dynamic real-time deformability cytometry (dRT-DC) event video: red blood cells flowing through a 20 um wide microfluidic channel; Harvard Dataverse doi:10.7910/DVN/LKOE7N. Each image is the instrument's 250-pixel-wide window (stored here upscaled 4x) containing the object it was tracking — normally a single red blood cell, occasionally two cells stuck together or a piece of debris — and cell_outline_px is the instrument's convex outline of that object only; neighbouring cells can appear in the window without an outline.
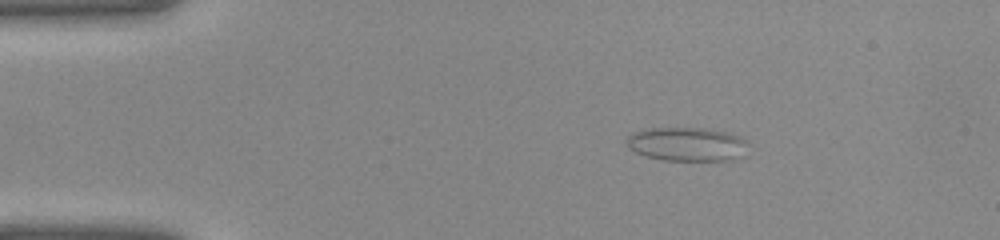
{"species": "common noctule bat (a hibernating species)", "species_latin": "Nyctalus noctula", "temperature_condition": "warm", "stored_images_in_passage": 35, "camera_frame_rate_fps": 3000, "um_per_image_px": 0.085, "animal": {"sex": "female", "body_mass_g": 22.0, "forearm_length_mm": 56.7}, "frame": {"image": 1, "passage_image": 1, "time_ms": 0.0, "image_size_px": [1000, 240], "cell_outline_px": [[748, 156], [732, 160], [664, 160], [648, 156], [636, 152], [628, 148], [624, 140], [628, 136], [636, 132], [648, 128], [704, 128], [728, 132], [740, 136], [748, 144]], "centroid_in_image_um": [58.46, 12.26], "position_along_channel_um": 26.5, "area_um2": 24.28}}
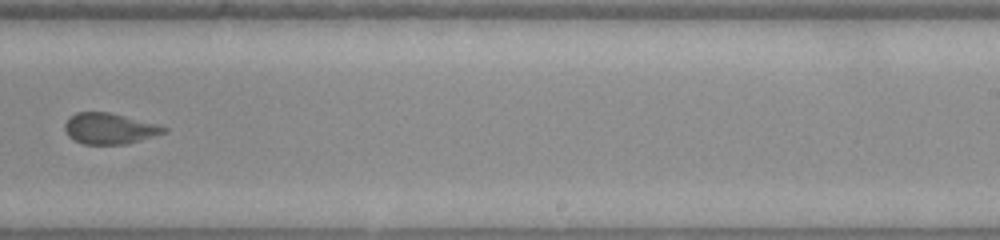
{"frame": {"image": 2, "passage_image": 20, "time_ms": 6.333, "image_size_px": [1000, 240], "cell_outline_px": [[168, 132], [128, 144], [84, 144], [68, 136], [64, 128], [64, 124], [68, 116], [76, 112], [108, 112], [156, 124], [168, 128]], "centroid_in_image_um": [9.29, 10.93], "position_along_channel_um": 279.7, "area_um2": 17.86}}
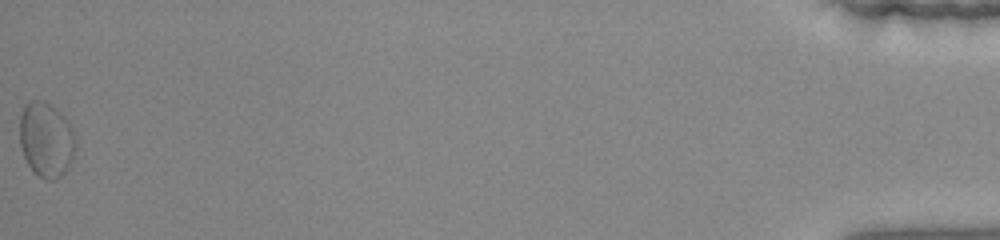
{"frame": {"image": 3, "passage_image": 35, "time_ms": 11.333, "image_size_px": [1000, 240], "cell_outline_px": [[76, 148], [68, 168], [56, 180], [44, 180], [32, 172], [24, 156], [20, 144], [20, 116], [24, 104], [32, 100], [44, 100], [60, 112], [68, 120], [72, 128], [76, 140]], "centroid_in_image_um": [3.93, 11.87], "position_along_channel_um": 431.3, "area_um2": 24.74}}